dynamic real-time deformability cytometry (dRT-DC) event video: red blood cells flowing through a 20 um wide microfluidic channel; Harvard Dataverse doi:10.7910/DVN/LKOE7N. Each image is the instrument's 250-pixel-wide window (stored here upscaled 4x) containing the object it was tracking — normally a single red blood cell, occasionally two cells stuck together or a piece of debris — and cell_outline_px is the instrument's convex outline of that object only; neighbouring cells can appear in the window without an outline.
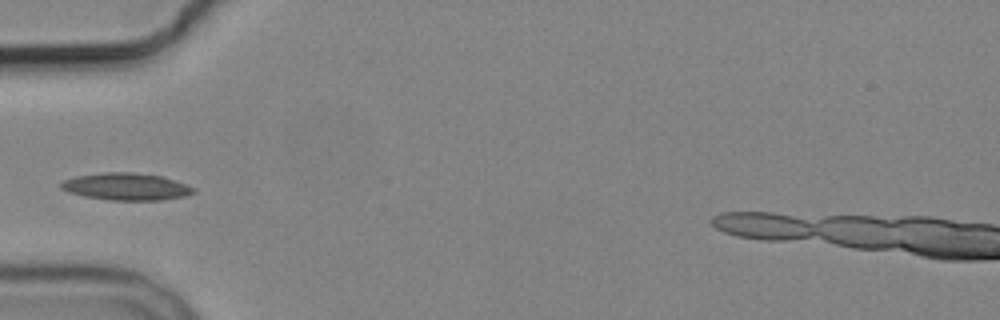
{"species": "common noctule bat (a hibernating species)", "species_latin": "Nyctalus noctula", "temperature_condition": "cold", "stored_images_in_passage": 5, "camera_frame_rate_fps": 3000, "um_per_image_px": 0.085, "animal": {"sex": "male", "body_mass_g": 19.2, "forearm_length_mm": 51.8}, "frame": {"image": 1, "passage_image": 5, "time_ms": 5.0, "image_size_px": [1000, 320], "cell_outline_px": [[196, 192], [184, 196], [160, 200], [108, 200], [84, 196], [68, 192], [60, 188], [60, 184], [64, 180], [76, 176], [104, 172], [132, 172], [160, 176], [196, 188]], "centroid_in_image_um": [10.7, 15.86], "position_along_channel_um": 74.3, "area_um2": 20.81}}